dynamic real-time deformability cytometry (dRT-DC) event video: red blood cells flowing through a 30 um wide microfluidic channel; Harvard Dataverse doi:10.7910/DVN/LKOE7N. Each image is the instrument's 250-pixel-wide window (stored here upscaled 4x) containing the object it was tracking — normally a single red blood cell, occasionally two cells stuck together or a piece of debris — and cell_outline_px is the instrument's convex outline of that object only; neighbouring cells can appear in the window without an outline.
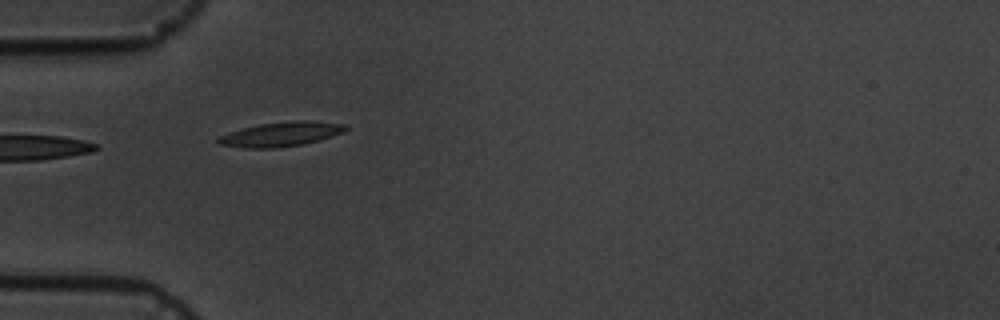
{"species": "common noctule bat (a hibernating species)", "species_latin": "Nyctalus noctula", "temperature_condition": "cold", "stored_images_in_passage": 5, "camera_frame_rate_fps": 3000, "um_per_image_px": 0.085, "animal": {"sex": "male", "body_mass_g": 19.5, "forearm_length_mm": 54.6}, "frame": {"image": 1, "passage_image": 4, "time_ms": 3.333, "image_size_px": [1000, 320], "cell_outline_px": [[352, 128], [344, 132], [332, 136], [304, 144], [280, 148], [244, 148], [216, 144], [216, 140], [220, 136], [228, 132], [260, 124], [296, 120], [312, 120], [348, 124]], "centroid_in_image_um": [23.95, 11.4], "position_along_channel_um": 61.1, "area_um2": 18.5}}
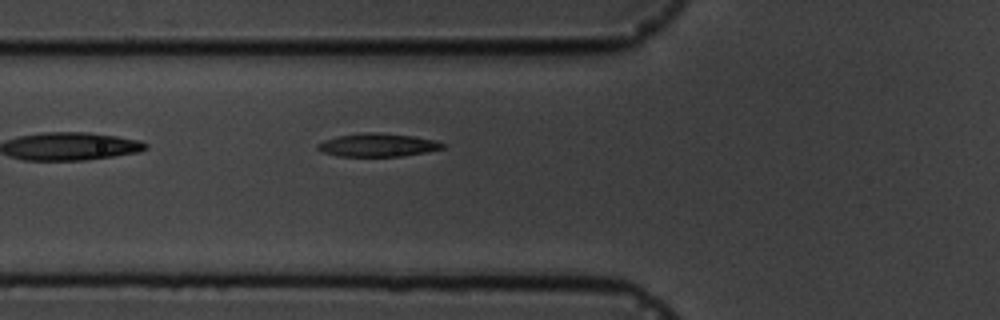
{"frame": {"image": 2, "passage_image": 5, "time_ms": 4.333, "image_size_px": [1000, 320], "cell_outline_px": [[448, 144], [444, 148], [428, 152], [400, 156], [340, 156], [320, 152], [316, 148], [316, 144], [324, 140], [340, 136], [364, 132], [376, 132], [412, 136], [436, 140]], "centroid_in_image_um": [32.13, 12.33], "position_along_channel_um": 93.7, "area_um2": 16.99}}